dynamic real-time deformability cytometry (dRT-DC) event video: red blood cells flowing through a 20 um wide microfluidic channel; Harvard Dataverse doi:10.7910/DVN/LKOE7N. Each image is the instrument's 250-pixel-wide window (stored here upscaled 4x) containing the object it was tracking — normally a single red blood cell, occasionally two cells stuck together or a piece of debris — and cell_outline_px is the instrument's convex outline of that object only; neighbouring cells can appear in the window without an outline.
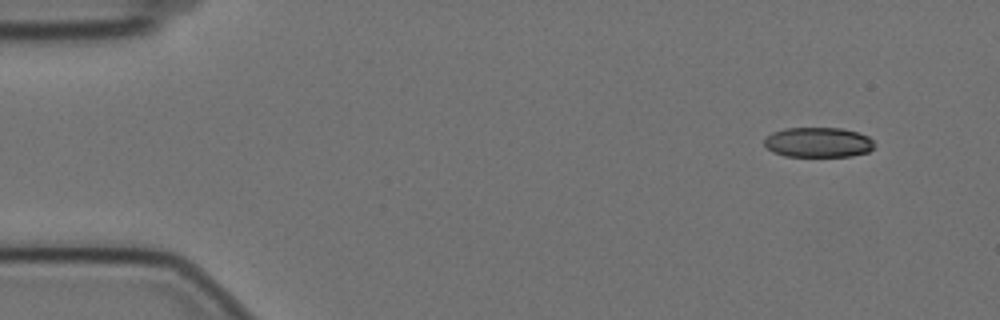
{"species": "Egyptian fruit bat (a non-hibernating species)", "species_latin": "Rousettus aegyptiacus", "temperature_condition": "cold", "stored_images_in_passage": 20, "camera_frame_rate_fps": 3000, "um_per_image_px": 0.085, "animal": {"sex": "female"}, "frame": {"image": 1, "passage_image": 1, "time_ms": 0.0, "image_size_px": [1000, 320], "cell_outline_px": [[872, 148], [868, 152], [852, 156], [784, 156], [772, 152], [764, 144], [764, 140], [772, 132], [784, 128], [840, 128], [856, 132], [868, 136], [872, 140]], "centroid_in_image_um": [69.51, 12.1], "position_along_channel_um": 15.5, "area_um2": 19.13}}
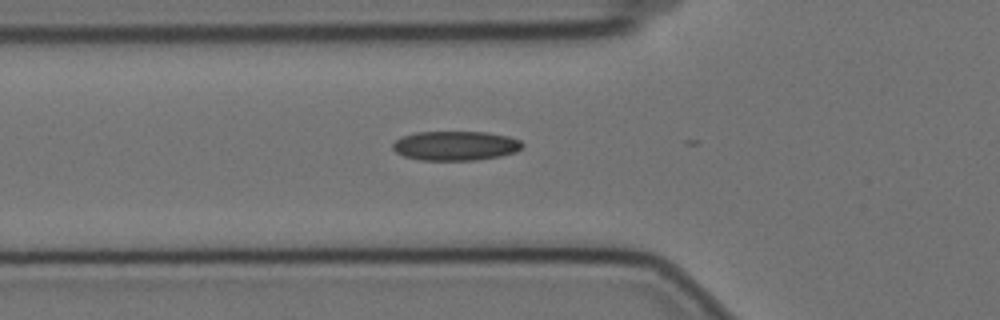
{"frame": {"image": 2, "passage_image": 16, "time_ms": 5.0, "image_size_px": [1000, 320], "cell_outline_px": [[524, 144], [516, 152], [500, 156], [476, 160], [420, 160], [404, 156], [396, 152], [392, 148], [392, 144], [400, 136], [416, 132], [488, 132], [508, 136], [520, 140]], "centroid_in_image_um": [38.7, 12.38], "position_along_channel_um": 87.1, "area_um2": 22.31}}
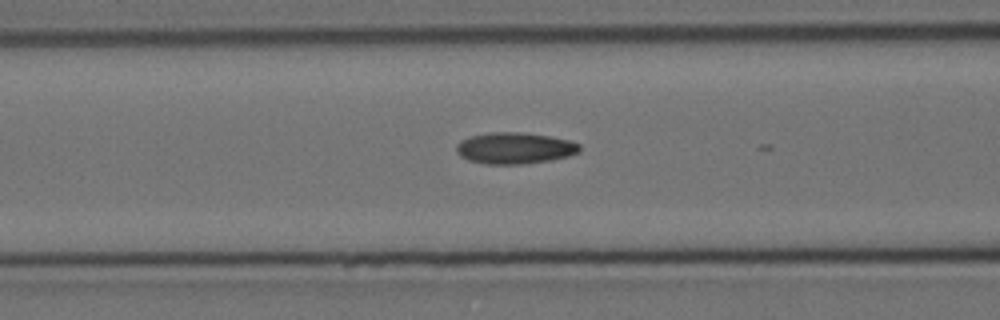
{"frame": {"image": 3, "passage_image": 19, "time_ms": 6.0, "image_size_px": [1000, 320], "cell_outline_px": [[580, 152], [568, 156], [552, 160], [520, 164], [484, 164], [468, 160], [460, 156], [456, 152], [456, 144], [460, 140], [472, 136], [492, 132], [516, 132], [548, 136], [568, 140], [580, 144]], "centroid_in_image_um": [43.73, 12.6], "position_along_channel_um": 122.9, "area_um2": 22.48}}